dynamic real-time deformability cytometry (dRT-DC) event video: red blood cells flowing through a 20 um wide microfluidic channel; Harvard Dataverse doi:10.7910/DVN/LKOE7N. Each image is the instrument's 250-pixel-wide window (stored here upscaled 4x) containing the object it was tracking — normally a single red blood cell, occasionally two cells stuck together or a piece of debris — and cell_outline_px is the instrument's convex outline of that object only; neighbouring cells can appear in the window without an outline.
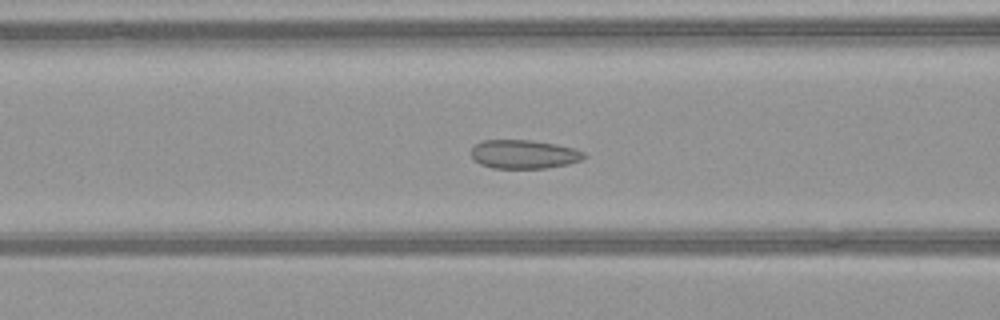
{"species": "common noctule bat (a hibernating species)", "species_latin": "Nyctalus noctula", "temperature_condition": "warm", "stored_images_in_passage": 51, "camera_frame_rate_fps": 3000, "um_per_image_px": 0.085, "animal": {"sex": "female", "body_mass_g": 21.9}, "frame": {"image": 1, "passage_image": 21, "time_ms": 6.667, "image_size_px": [1000, 320], "cell_outline_px": [[588, 156], [584, 160], [568, 164], [544, 168], [492, 168], [480, 164], [472, 156], [472, 148], [476, 144], [484, 140], [532, 140], [556, 144], [572, 148], [584, 152]], "centroid_in_image_um": [44.58, 13.11], "position_along_channel_um": 122.0, "area_um2": 18.9}}
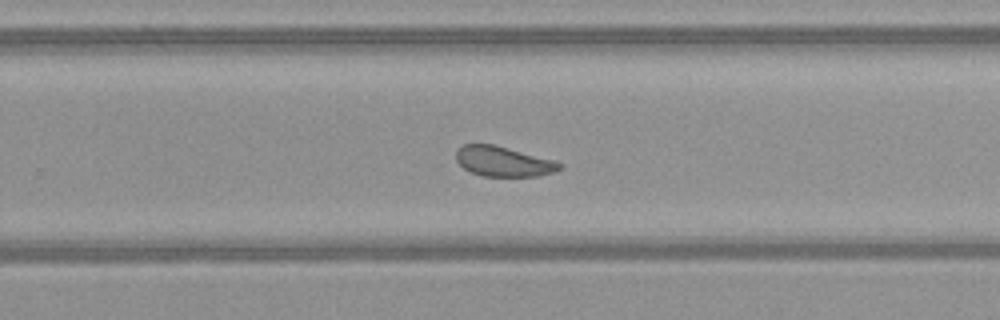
{"frame": {"image": 2, "passage_image": 33, "time_ms": 10.667, "image_size_px": [1000, 320], "cell_outline_px": [[564, 164], [560, 168], [552, 172], [540, 176], [484, 176], [472, 172], [464, 168], [456, 160], [456, 148], [464, 144], [492, 144], [556, 160]], "centroid_in_image_um": [42.79, 13.71], "position_along_channel_um": 287.0, "area_um2": 18.09}}
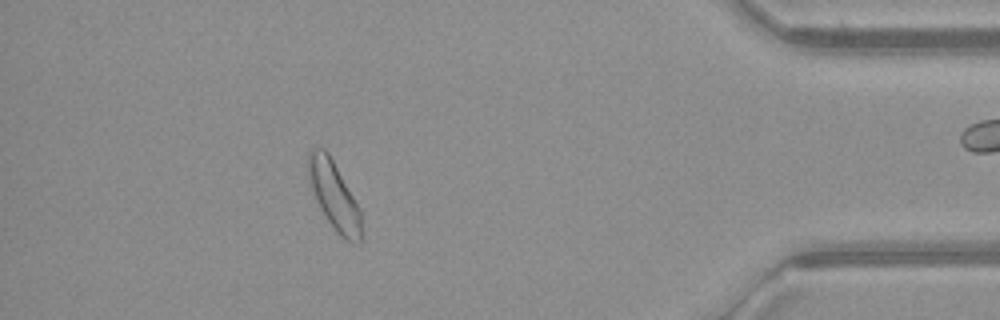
{"frame": {"image": 3, "passage_image": 45, "time_ms": 14.667, "image_size_px": [1000, 320], "cell_outline_px": [[364, 236], [360, 244], [352, 244], [344, 240], [336, 232], [320, 208], [316, 200], [308, 180], [308, 152], [312, 148], [324, 148], [328, 152], [360, 208]], "centroid_in_image_um": [28.44, 16.7], "position_along_channel_um": 406.8, "area_um2": 21.44}, "authors_computed_cell_mechanics": {"area_um2": 20.6346, "velocity_mm_per_s": 4.1355, "shape_relaxation_time_tau1_ms": 3.6768, "shape_relaxation_time_tau2_ms": 0.9157, "deformation_change_tau1": 0.0583, "deformation_change_tau2": 0.0661}}